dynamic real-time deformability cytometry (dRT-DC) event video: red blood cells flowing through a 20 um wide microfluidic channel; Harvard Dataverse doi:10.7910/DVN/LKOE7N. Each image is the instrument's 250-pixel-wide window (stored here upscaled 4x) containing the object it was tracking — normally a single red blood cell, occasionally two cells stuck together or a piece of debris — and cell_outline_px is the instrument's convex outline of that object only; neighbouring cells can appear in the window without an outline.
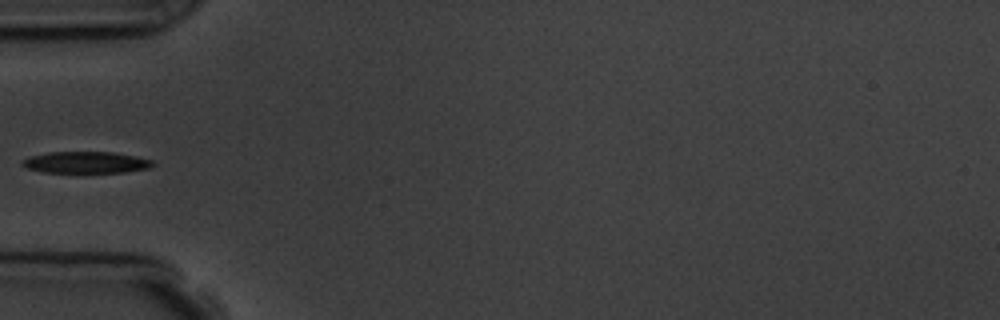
{"species": "common noctule bat (a hibernating species)", "species_latin": "Nyctalus noctula", "temperature_condition": "room temperature", "stored_images_in_passage": 7, "camera_frame_rate_fps": 3000, "um_per_image_px": 0.085, "animal": {"sex": "male", "body_mass_g": 19.5, "forearm_length_mm": 54.6}, "frame": {"image": 1, "passage_image": 6, "time_ms": 6.0, "image_size_px": [1000, 320], "cell_outline_px": [[156, 164], [152, 168], [124, 172], [44, 172], [28, 168], [20, 164], [24, 160], [32, 156], [48, 152], [112, 152], [152, 160]], "centroid_in_image_um": [7.35, 13.8], "position_along_channel_um": 77.6, "area_um2": 16.18}}